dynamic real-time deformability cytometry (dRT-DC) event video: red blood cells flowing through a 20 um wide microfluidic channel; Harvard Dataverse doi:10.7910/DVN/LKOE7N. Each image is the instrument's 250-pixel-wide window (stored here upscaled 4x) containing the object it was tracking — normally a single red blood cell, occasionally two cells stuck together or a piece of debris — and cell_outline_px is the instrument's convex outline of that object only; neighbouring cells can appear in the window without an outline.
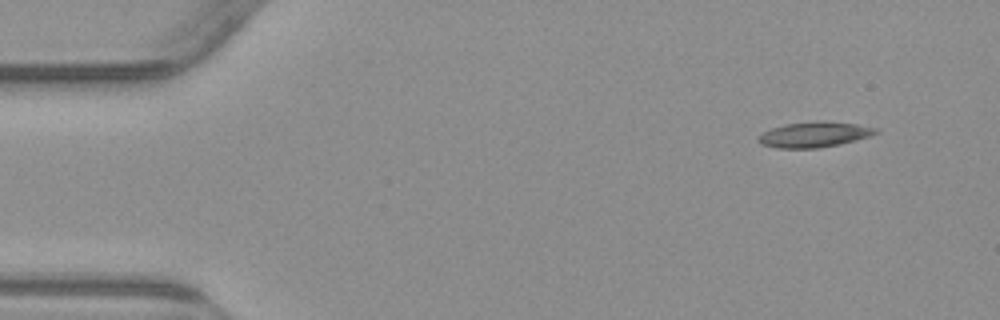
{"species": "common noctule bat (a hibernating species)", "species_latin": "Nyctalus noctula", "temperature_condition": "warm", "stored_images_in_passage": 4, "camera_frame_rate_fps": 3000, "um_per_image_px": 0.085, "animal": {"sex": "male", "body_mass_g": 23.1, "forearm_length_mm": 52.7}, "frame": {"image": 1, "passage_image": 1, "time_ms": 0.0, "image_size_px": [1000, 320], "cell_outline_px": [[880, 132], [872, 136], [840, 144], [820, 148], [776, 148], [760, 144], [756, 140], [764, 132], [772, 128], [784, 124], [856, 124], [880, 128]], "centroid_in_image_um": [69.24, 11.5], "position_along_channel_um": 15.8, "area_um2": 16.59}}
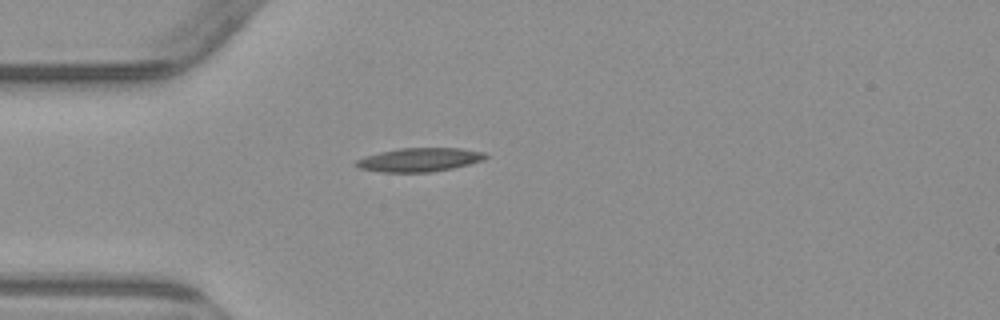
{"frame": {"image": 2, "passage_image": 4, "time_ms": 3.333, "image_size_px": [1000, 320], "cell_outline_px": [[488, 156], [484, 160], [452, 168], [432, 172], [380, 172], [360, 168], [356, 164], [356, 160], [364, 156], [380, 152], [400, 148], [460, 148], [484, 152]], "centroid_in_image_um": [35.66, 13.57], "position_along_channel_um": 49.3, "area_um2": 17.8}}